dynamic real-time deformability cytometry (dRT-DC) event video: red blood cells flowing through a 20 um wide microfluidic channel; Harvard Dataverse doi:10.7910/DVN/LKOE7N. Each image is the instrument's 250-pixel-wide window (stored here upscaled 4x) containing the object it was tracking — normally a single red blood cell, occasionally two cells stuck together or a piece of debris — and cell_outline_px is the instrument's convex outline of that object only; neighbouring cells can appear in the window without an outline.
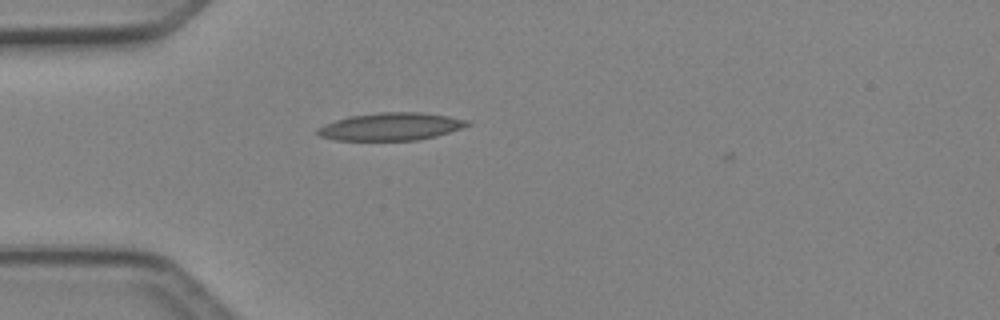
{"species": "Egyptian fruit bat (a non-hibernating species)", "species_latin": "Rousettus aegyptiacus", "temperature_condition": "cold", "stored_images_in_passage": 2, "camera_frame_rate_fps": 3000, "um_per_image_px": 0.085, "animal": {"sex": "female"}, "frame": {"image": 1, "passage_image": 1, "time_ms": 0.0, "image_size_px": [1000, 320], "cell_outline_px": [[472, 124], [436, 136], [416, 140], [336, 140], [320, 136], [316, 132], [316, 128], [324, 124], [348, 116], [380, 112], [420, 112], [448, 116], [468, 120]], "centroid_in_image_um": [33.19, 10.75], "position_along_channel_um": 51.8, "area_um2": 24.04}}